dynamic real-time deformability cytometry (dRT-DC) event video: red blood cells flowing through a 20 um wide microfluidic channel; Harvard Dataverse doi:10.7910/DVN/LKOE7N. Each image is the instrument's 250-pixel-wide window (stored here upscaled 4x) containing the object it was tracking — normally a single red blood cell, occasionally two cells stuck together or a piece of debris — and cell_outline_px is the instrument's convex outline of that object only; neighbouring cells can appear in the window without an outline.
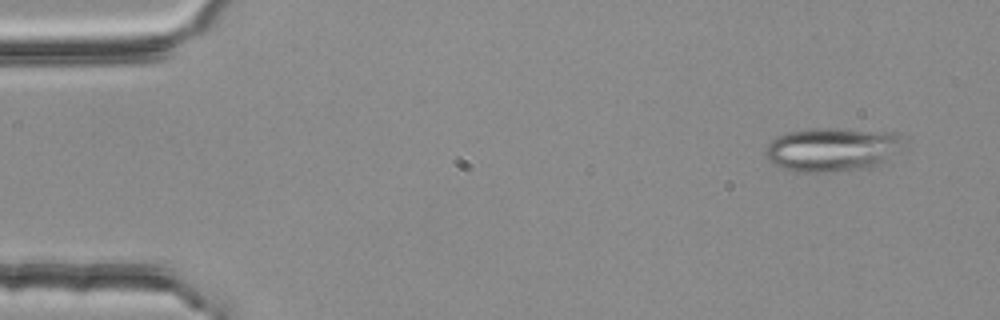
{"species": "common noctule bat (a hibernating species)", "species_latin": "Nyctalus noctula", "temperature_condition": "room temperature", "stored_images_in_passage": 4, "camera_frame_rate_fps": 3000, "um_per_image_px": 0.085, "animal": {"sex": "female", "body_mass_g": 25.1}, "frame": {"image": 1, "passage_image": 1, "time_ms": 0.0, "image_size_px": [1000, 320], "cell_outline_px": [[904, 140], [900, 152], [884, 164], [876, 168], [836, 172], [796, 172], [780, 168], [768, 160], [764, 156], [764, 152], [768, 144], [776, 136], [788, 132], [820, 128], [824, 128], [892, 132], [900, 136]], "centroid_in_image_um": [70.78, 12.74], "position_along_channel_um": 14.2, "area_um2": 36.01}}